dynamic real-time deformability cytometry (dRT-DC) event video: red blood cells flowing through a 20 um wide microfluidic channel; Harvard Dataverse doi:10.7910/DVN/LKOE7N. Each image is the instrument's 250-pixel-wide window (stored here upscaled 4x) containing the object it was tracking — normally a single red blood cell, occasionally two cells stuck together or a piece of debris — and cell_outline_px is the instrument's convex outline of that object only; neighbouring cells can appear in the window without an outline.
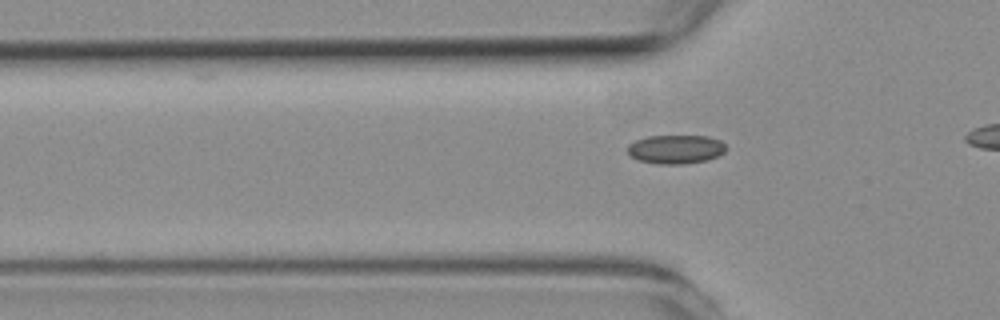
{"species": "common noctule bat (a hibernating species)", "species_latin": "Nyctalus noctula", "temperature_condition": "room temperature", "stored_images_in_passage": 5, "camera_frame_rate_fps": 3000, "um_per_image_px": 0.085, "animal": {"sex": "female", "body_mass_g": 19.3, "forearm_length_mm": 54.1}, "frame": {"image": 1, "passage_image": 5, "time_ms": 4.667, "image_size_px": [1000, 320], "cell_outline_px": [[728, 148], [720, 156], [708, 160], [684, 164], [656, 164], [636, 160], [628, 156], [628, 144], [636, 140], [648, 136], [708, 136], [720, 140]], "centroid_in_image_um": [57.44, 12.7], "position_along_channel_um": 68.4, "area_um2": 16.88}}